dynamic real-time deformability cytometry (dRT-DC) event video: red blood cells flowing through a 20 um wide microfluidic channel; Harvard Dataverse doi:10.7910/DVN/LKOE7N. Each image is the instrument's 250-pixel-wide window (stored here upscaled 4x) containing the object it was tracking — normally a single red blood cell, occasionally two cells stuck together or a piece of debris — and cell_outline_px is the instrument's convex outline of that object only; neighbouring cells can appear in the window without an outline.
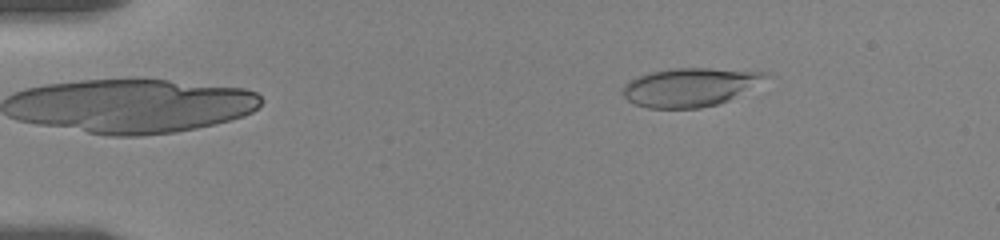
{"species": "human", "species_latin": "Homo sapiens", "temperature_condition": "room temperature", "stored_images_in_passage": 56, "camera_frame_rate_fps": 3000, "um_per_image_px": 0.085, "donor": {"sex": "female"}, "frame": {"image": 1, "passage_image": 8, "time_ms": 2.333, "image_size_px": [1000, 240], "cell_outline_px": [[772, 76], [728, 100], [716, 104], [700, 108], [648, 108], [636, 104], [628, 100], [624, 96], [624, 84], [628, 80], [652, 72], [676, 68], [708, 68], [768, 72]], "centroid_in_image_um": [58.66, 7.4], "position_along_channel_um": 26.3, "area_um2": 31.67}}
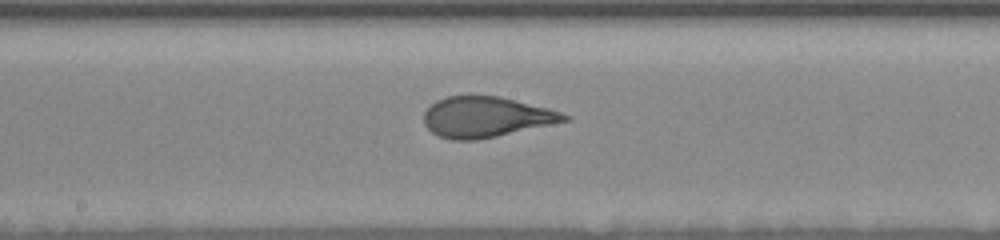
{"frame": {"image": 2, "passage_image": 30, "time_ms": 9.667, "image_size_px": [1000, 240], "cell_outline_px": [[572, 120], [496, 136], [476, 140], [452, 140], [440, 136], [432, 132], [424, 124], [424, 112], [436, 100], [448, 96], [500, 96], [548, 108], [572, 116]], "centroid_in_image_um": [41.34, 9.95], "position_along_channel_um": 206.9, "area_um2": 33.06}}
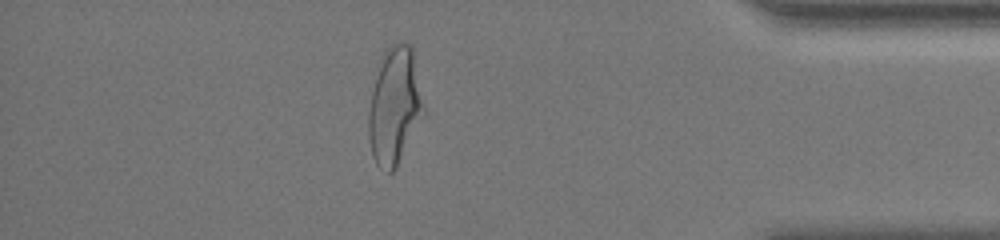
{"frame": {"image": 3, "passage_image": 49, "time_ms": 16.0, "image_size_px": [1000, 240], "cell_outline_px": [[424, 116], [396, 168], [392, 172], [388, 172], [380, 168], [376, 164], [372, 156], [368, 136], [368, 112], [376, 64], [380, 56], [392, 44], [412, 44], [424, 108]], "centroid_in_image_um": [33.51, 9.01], "position_along_channel_um": 401.7, "area_um2": 37.97}, "authors_computed_cell_mechanics": {"area_um2": 33.1772, "velocity_mm_per_s": 3.5532, "shape_relaxation_time_tau1_ms": 4.1155, "shape_relaxation_time_tau2_ms": null, "deformation_change_tau1": 0.1774, "deformation_change_tau2": null}}